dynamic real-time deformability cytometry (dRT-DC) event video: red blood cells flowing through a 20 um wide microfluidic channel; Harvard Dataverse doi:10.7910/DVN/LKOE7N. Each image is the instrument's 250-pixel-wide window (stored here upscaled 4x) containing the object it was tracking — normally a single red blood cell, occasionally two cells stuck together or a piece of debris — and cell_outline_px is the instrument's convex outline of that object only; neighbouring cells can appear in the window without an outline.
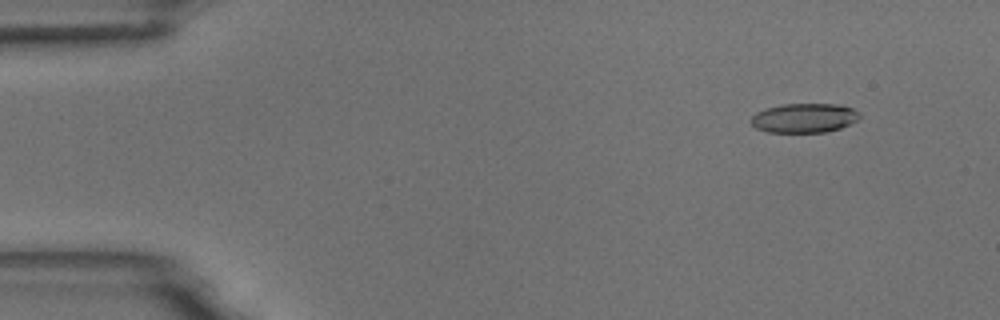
{"species": "common noctule bat (a hibernating species)", "species_latin": "Nyctalus noctula", "temperature_condition": "room temperature", "stored_images_in_passage": 5, "camera_frame_rate_fps": 3000, "um_per_image_px": 0.085, "animal": {"sex": "male", "body_mass_g": 18.8}, "frame": {"image": 1, "passage_image": 2, "time_ms": 1.0, "image_size_px": [1000, 320], "cell_outline_px": [[860, 116], [856, 120], [840, 128], [824, 132], [768, 132], [756, 128], [752, 124], [752, 116], [756, 112], [764, 108], [780, 104], [840, 104], [852, 108], [860, 112]], "centroid_in_image_um": [68.35, 10.01], "position_along_channel_um": 16.7, "area_um2": 18.55}}
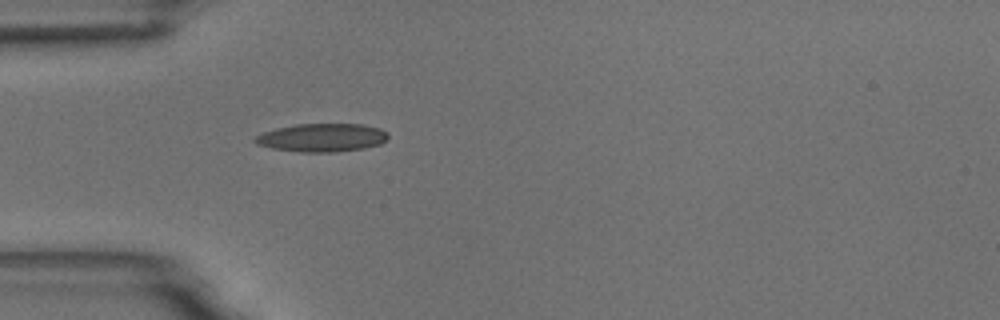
{"frame": {"image": 2, "passage_image": 5, "time_ms": 4.667, "image_size_px": [1000, 320], "cell_outline_px": [[388, 136], [380, 144], [364, 148], [336, 152], [300, 152], [272, 148], [256, 144], [252, 140], [256, 136], [264, 132], [276, 128], [296, 124], [364, 124], [380, 128], [388, 132]], "centroid_in_image_um": [27.36, 11.69], "position_along_channel_um": 57.6, "area_um2": 21.96}}